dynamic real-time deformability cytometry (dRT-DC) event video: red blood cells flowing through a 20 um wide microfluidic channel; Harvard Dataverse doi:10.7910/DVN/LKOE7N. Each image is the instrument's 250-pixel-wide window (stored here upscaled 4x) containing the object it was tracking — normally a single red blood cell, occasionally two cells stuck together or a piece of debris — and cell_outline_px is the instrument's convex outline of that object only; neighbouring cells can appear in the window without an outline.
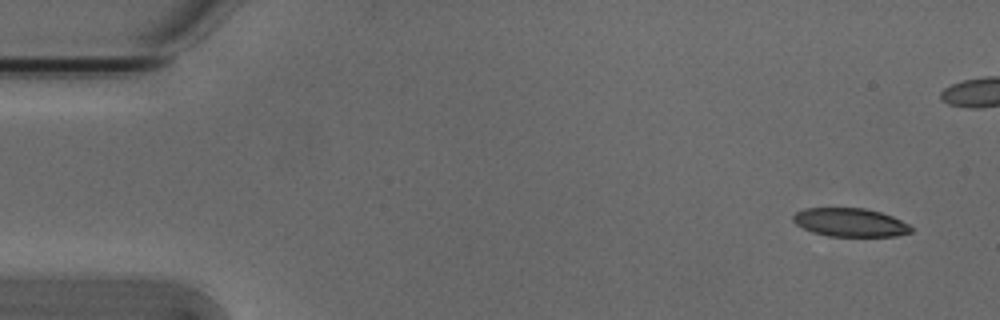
{"species": "Egyptian fruit bat (a non-hibernating species)", "species_latin": "Rousettus aegyptiacus", "temperature_condition": "cold", "stored_images_in_passage": 6, "segment_of_instrument_passage": [2, 2], "camera_frame_rate_fps": 3000, "um_per_image_px": 0.085, "animal": {"sex": "male"}, "frame": {"image": 1, "passage_image": 6, "time_ms": 1.667, "image_size_px": [1000, 320], "cell_outline_px": [[912, 232], [896, 236], [828, 236], [812, 232], [796, 224], [792, 220], [792, 216], [796, 212], [804, 208], [864, 208], [880, 212], [892, 216], [908, 224], [912, 228]], "centroid_in_image_um": [72.24, 18.9], "position_along_channel_um": 12.8, "area_um2": 19.54}}